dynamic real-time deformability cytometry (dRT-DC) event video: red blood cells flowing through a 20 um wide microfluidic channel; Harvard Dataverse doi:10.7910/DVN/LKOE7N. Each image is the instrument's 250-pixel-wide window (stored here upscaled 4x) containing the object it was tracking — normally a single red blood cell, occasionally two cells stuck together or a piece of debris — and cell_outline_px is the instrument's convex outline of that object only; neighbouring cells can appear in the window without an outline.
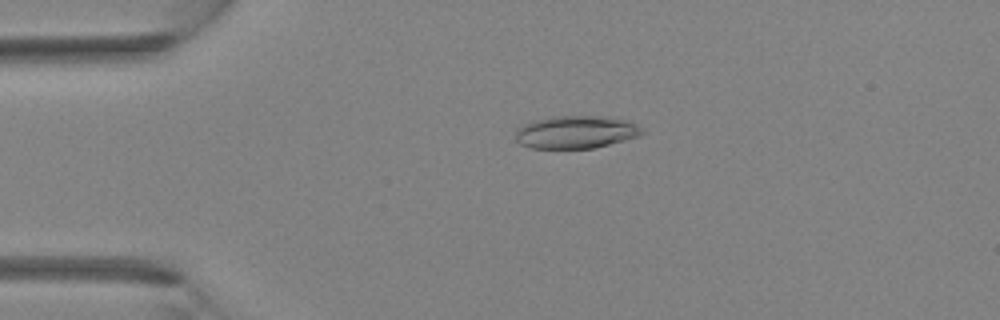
{"species": "Egyptian fruit bat (a non-hibernating species)", "species_latin": "Rousettus aegyptiacus", "temperature_condition": "room temperature", "stored_images_in_passage": 3, "camera_frame_rate_fps": 3000, "um_per_image_px": 0.085, "animal": {"sex": "female"}, "frame": {"image": 1, "passage_image": 2, "time_ms": 1.333, "image_size_px": [1000, 320], "cell_outline_px": [[644, 132], [636, 136], [624, 140], [596, 148], [532, 148], [520, 144], [516, 140], [516, 128], [524, 124], [548, 116], [604, 116], [628, 120], [644, 128]], "centroid_in_image_um": [48.95, 11.22], "position_along_channel_um": 36.0, "area_um2": 24.22}}